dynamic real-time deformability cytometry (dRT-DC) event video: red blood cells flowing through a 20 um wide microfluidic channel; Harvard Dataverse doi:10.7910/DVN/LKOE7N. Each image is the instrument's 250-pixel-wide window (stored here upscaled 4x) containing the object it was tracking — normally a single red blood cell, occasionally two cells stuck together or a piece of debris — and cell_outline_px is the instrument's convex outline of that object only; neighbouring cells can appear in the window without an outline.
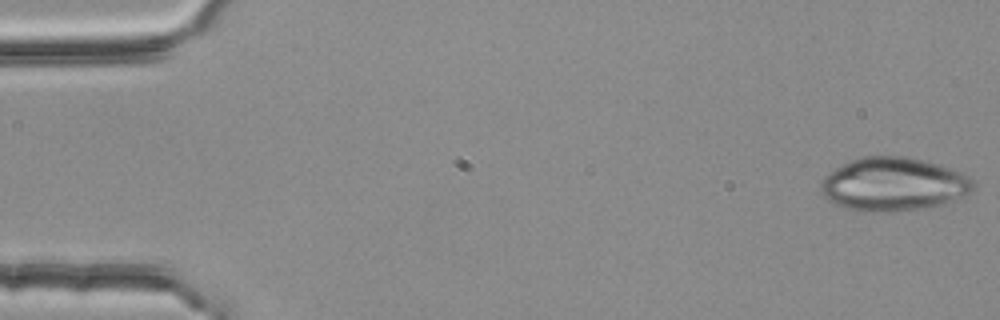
{"species": "common noctule bat (a hibernating species)", "species_latin": "Nyctalus noctula", "temperature_condition": "room temperature", "stored_images_in_passage": 5, "camera_frame_rate_fps": 3000, "um_per_image_px": 0.085, "animal": {"sex": "female", "body_mass_g": 25.1}, "frame": {"image": 1, "passage_image": 1, "time_ms": 0.0, "image_size_px": [1000, 320], "cell_outline_px": [[976, 188], [972, 192], [964, 196], [944, 204], [920, 208], [888, 212], [864, 212], [844, 208], [828, 200], [820, 192], [820, 184], [824, 176], [848, 160], [864, 156], [908, 156], [940, 164], [960, 172], [968, 176], [972, 180]], "centroid_in_image_um": [75.94, 15.66], "position_along_channel_um": 9.1, "area_um2": 47.92}}